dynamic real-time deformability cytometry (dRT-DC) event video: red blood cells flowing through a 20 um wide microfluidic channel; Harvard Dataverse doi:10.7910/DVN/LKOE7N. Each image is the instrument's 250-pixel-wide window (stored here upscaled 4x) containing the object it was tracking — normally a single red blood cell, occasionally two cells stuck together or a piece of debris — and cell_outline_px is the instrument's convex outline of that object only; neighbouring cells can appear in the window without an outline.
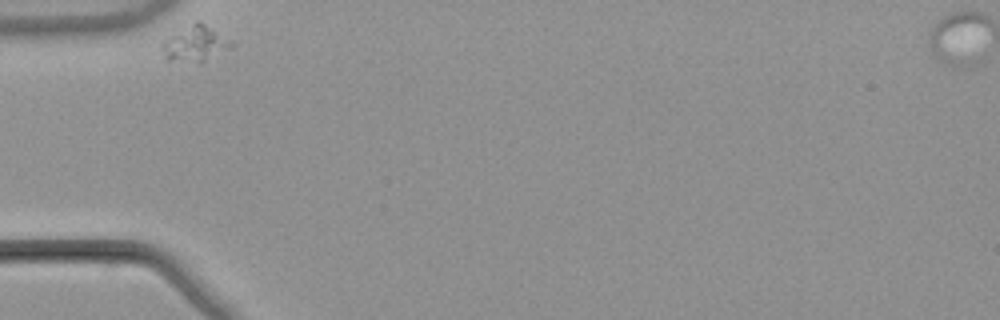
{"species": "common noctule bat (a hibernating species)", "species_latin": "Nyctalus noctula", "temperature_condition": "warm", "stored_images_in_passage": 32, "camera_frame_rate_fps": 3000, "um_per_image_px": 0.085, "animal": {"sex": "male", "body_mass_g": 21.5, "forearm_length_mm": 52.0}, "frame": {"image": 1, "passage_image": 1, "time_ms": 0.0, "image_size_px": [1000, 320], "cell_outline_px": [[236, 44], [232, 48], [204, 60], [168, 60], [160, 48], [160, 44], [168, 36], [196, 20], [200, 20]], "centroid_in_image_um": [16.59, 3.66], "position_along_channel_um": 68.4, "area_um2": 14.1}}
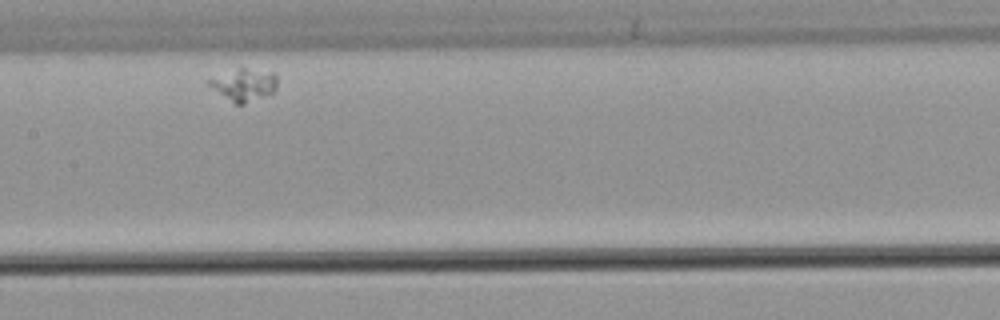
{"frame": {"image": 2, "passage_image": 13, "time_ms": 4.0, "image_size_px": [1000, 320], "cell_outline_px": [[276, 88], [272, 92], [244, 104], [236, 104], [208, 84], [204, 80], [240, 68], [244, 68], [276, 72]], "centroid_in_image_um": [20.76, 7.18], "position_along_channel_um": 186.6, "area_um2": 12.43}}
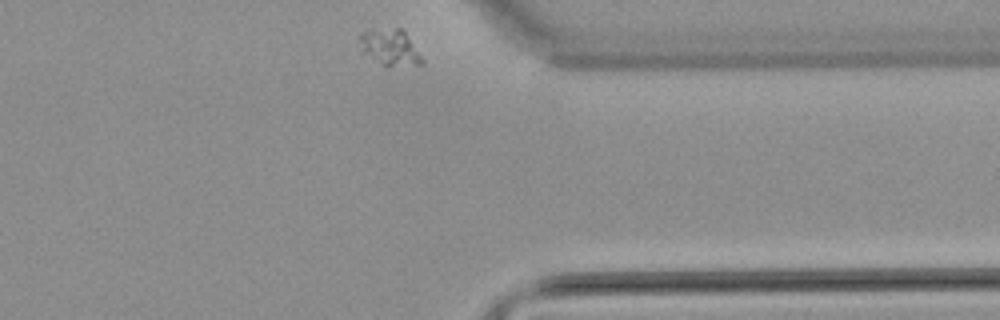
{"frame": {"image": 3, "passage_image": 32, "time_ms": 10.333, "image_size_px": [1000, 320], "cell_outline_px": [[424, 64], [384, 64], [364, 52], [360, 40], [360, 32], [396, 28], [400, 28], [404, 32], [424, 60]], "centroid_in_image_um": [33.18, 3.99], "position_along_channel_um": 378.2, "area_um2": 12.08}}